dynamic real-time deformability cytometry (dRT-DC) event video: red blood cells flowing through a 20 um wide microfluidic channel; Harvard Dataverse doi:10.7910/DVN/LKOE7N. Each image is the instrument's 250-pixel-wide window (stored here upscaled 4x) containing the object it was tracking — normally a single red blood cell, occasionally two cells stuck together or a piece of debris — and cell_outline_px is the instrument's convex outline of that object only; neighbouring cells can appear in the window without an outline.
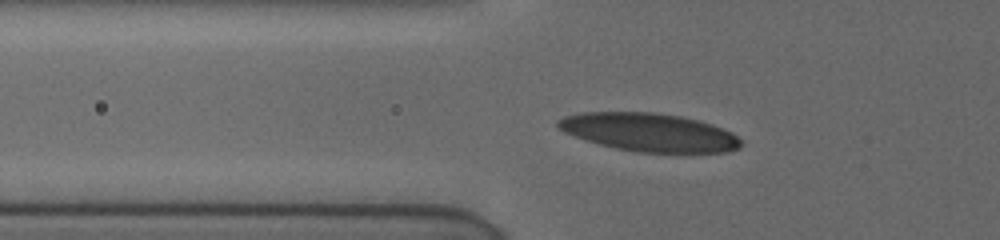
{"species": "human", "species_latin": "Homo sapiens", "temperature_condition": "cold", "stored_images_in_passage": 13, "camera_frame_rate_fps": 3000, "um_per_image_px": 0.085, "donor": {"sex": "female"}, "frame": {"image": 1, "passage_image": 2, "time_ms": 0.333, "image_size_px": [1000, 240], "cell_outline_px": [[744, 144], [740, 148], [728, 152], [640, 152], [616, 148], [600, 144], [564, 132], [556, 124], [556, 120], [564, 116], [584, 112], [652, 112], [680, 116], [700, 120], [712, 124], [732, 132]], "centroid_in_image_um": [55.22, 11.24], "position_along_channel_um": 70.6, "area_um2": 40.58}}
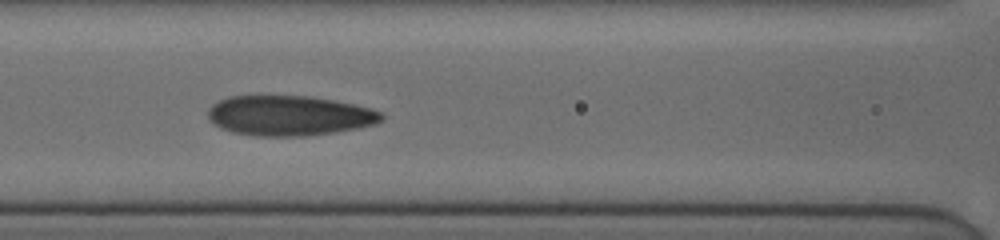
{"frame": {"image": 2, "passage_image": 9, "time_ms": 2.333, "image_size_px": [1000, 240], "cell_outline_px": [[384, 120], [376, 124], [336, 132], [308, 136], [256, 136], [232, 132], [220, 128], [208, 120], [208, 108], [212, 104], [228, 96], [308, 96], [332, 100], [352, 104], [368, 108], [380, 112], [384, 116]], "centroid_in_image_um": [24.56, 9.84], "position_along_channel_um": 142.0, "area_um2": 40.58}}
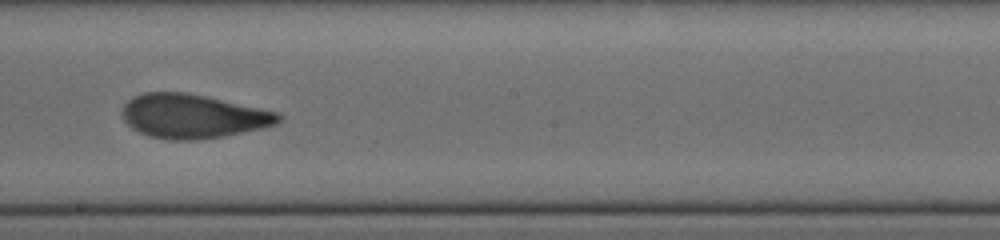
{"frame": {"image": 3, "passage_image": 12, "time_ms": 4.667, "image_size_px": [1000, 240], "cell_outline_px": [[280, 120], [276, 124], [260, 128], [224, 136], [196, 140], [168, 140], [148, 136], [132, 128], [124, 120], [120, 112], [124, 104], [132, 96], [144, 92], [184, 92], [204, 96], [280, 112]], "centroid_in_image_um": [16.34, 9.87], "position_along_channel_um": 231.9, "area_um2": 40.06}}